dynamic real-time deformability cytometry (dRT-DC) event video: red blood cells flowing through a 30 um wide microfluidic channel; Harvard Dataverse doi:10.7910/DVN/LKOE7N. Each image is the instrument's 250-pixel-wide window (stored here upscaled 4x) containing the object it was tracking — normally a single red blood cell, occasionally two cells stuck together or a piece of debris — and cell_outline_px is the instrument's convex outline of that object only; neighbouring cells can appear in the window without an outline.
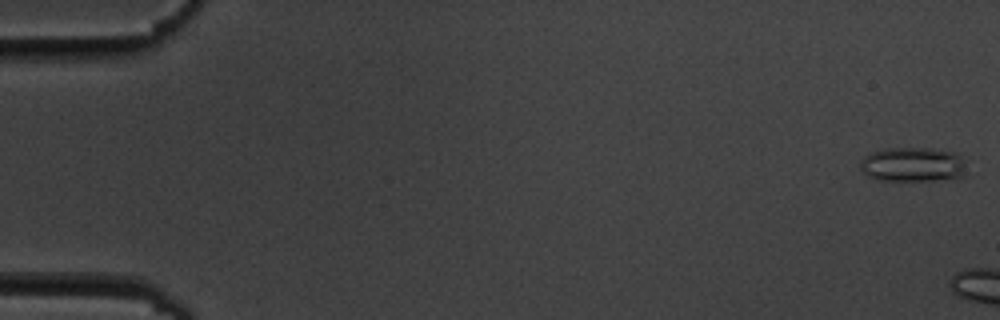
{"species": "common noctule bat (a hibernating species)", "species_latin": "Nyctalus noctula", "temperature_condition": "cold", "stored_images_in_passage": 8, "camera_frame_rate_fps": 3000, "um_per_image_px": 0.085, "animal": {"sex": "male", "body_mass_g": 19.5, "forearm_length_mm": 54.6}, "frame": {"image": 1, "passage_image": 1, "time_ms": 0.0, "image_size_px": [1000, 320], "cell_outline_px": [[968, 176], [960, 180], [880, 180], [868, 176], [860, 168], [860, 160], [864, 156], [872, 152], [884, 148], [928, 148], [960, 152]], "centroid_in_image_um": [77.69, 13.99], "position_along_channel_um": 7.3, "area_um2": 22.02}}